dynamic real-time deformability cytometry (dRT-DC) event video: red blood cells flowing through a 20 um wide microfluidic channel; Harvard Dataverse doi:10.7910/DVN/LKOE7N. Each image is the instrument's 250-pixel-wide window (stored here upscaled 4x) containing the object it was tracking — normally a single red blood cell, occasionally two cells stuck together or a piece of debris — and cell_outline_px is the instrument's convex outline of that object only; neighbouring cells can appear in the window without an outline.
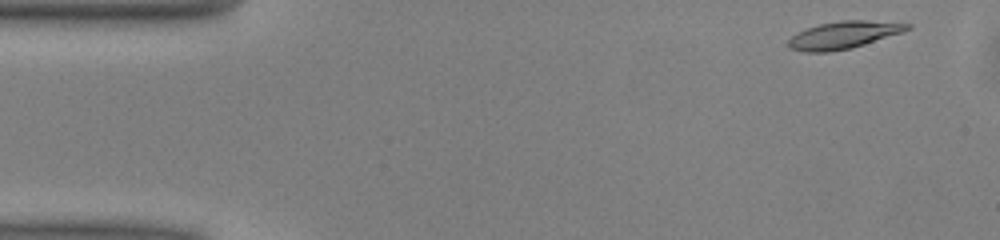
{"species": "common noctule bat (a hibernating species)", "species_latin": "Nyctalus noctula", "temperature_condition": "warm", "stored_images_in_passage": 38, "camera_frame_rate_fps": 3000, "um_per_image_px": 0.085, "animal": {"sex": "male", "body_mass_g": 13.0, "forearm_length_mm": 53.1}, "frame": {"image": 1, "passage_image": 1, "time_ms": 0.0, "image_size_px": [1000, 240], "cell_outline_px": [[912, 28], [852, 48], [828, 52], [804, 52], [788, 48], [788, 40], [796, 32], [820, 24], [840, 20], [868, 20], [912, 24]], "centroid_in_image_um": [71.66, 2.97], "position_along_channel_um": 13.3, "area_um2": 18.79}}
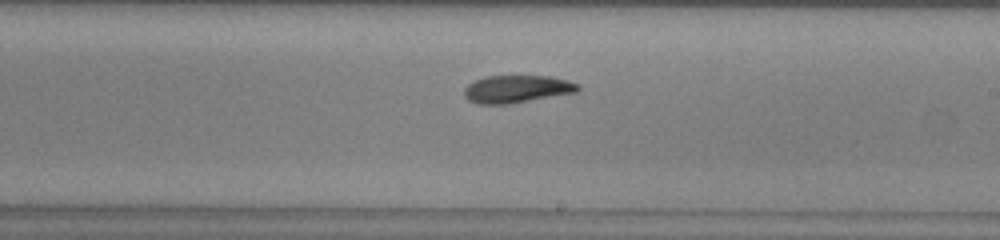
{"frame": {"image": 2, "passage_image": 26, "time_ms": 8.333, "image_size_px": [1000, 240], "cell_outline_px": [[580, 88], [576, 92], [508, 104], [476, 104], [468, 100], [464, 96], [464, 88], [468, 84], [484, 76], [552, 76], [568, 80], [580, 84]], "centroid_in_image_um": [43.92, 7.56], "position_along_channel_um": 245.1, "area_um2": 18.32}}
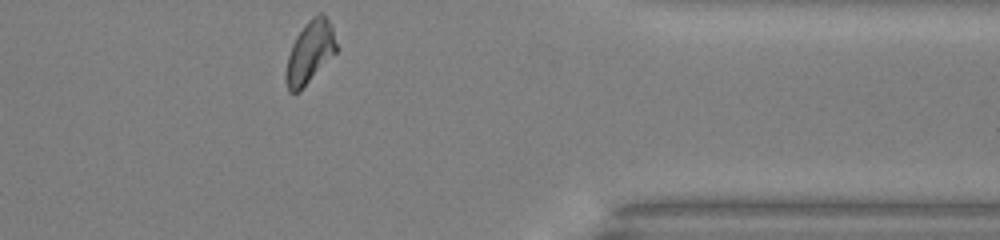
{"frame": {"image": 3, "passage_image": 38, "time_ms": 12.333, "image_size_px": [1000, 240], "cell_outline_px": [[336, 52], [300, 92], [288, 92], [284, 80], [284, 76], [288, 56], [292, 44], [296, 36], [304, 24], [312, 16], [320, 12], [324, 12], [332, 24], [336, 44]], "centroid_in_image_um": [26.32, 4.43], "position_along_channel_um": 385.1, "area_um2": 18.61}, "authors_computed_cell_mechanics": {"area_um2": 18.785, "velocity_mm_per_s": 4.0317, "shape_relaxation_time_tau1_ms": 4.094, "shape_relaxation_time_tau2_ms": 4.1416, "deformation_change_tau1": 0.1493, "deformation_change_tau2": 0.1053}}